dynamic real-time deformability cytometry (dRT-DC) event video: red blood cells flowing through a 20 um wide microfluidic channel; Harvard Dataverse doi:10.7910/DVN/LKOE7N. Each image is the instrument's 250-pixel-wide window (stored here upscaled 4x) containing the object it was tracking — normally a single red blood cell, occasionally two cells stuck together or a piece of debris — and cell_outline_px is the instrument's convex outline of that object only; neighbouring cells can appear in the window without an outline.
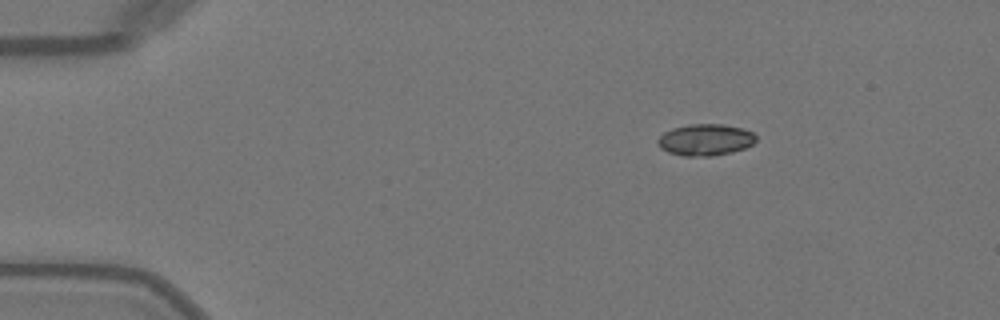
{"species": "Egyptian fruit bat (a non-hibernating species)", "species_latin": "Rousettus aegyptiacus", "temperature_condition": "warm", "stored_images_in_passage": 43, "camera_frame_rate_fps": 3000, "um_per_image_px": 0.085, "animal": {"sex": "female"}, "frame": {"image": 1, "passage_image": 1, "time_ms": 0.0, "image_size_px": [1000, 320], "cell_outline_px": [[756, 140], [752, 144], [744, 148], [732, 152], [712, 156], [684, 156], [668, 152], [660, 148], [656, 144], [656, 140], [664, 132], [672, 128], [692, 124], [724, 124], [740, 128], [752, 132], [756, 136]], "centroid_in_image_um": [59.92, 11.89], "position_along_channel_um": 25.1, "area_um2": 18.09}}
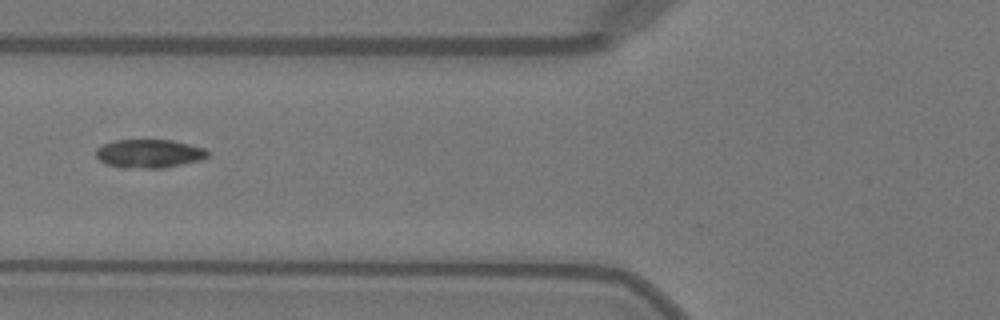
{"frame": {"image": 2, "passage_image": 13, "time_ms": 4.0, "image_size_px": [1000, 320], "cell_outline_px": [[208, 156], [200, 160], [164, 168], [124, 168], [104, 164], [96, 156], [96, 148], [112, 140], [172, 140], [204, 148], [208, 152]], "centroid_in_image_um": [12.64, 13.06], "position_along_channel_um": 113.2, "area_um2": 18.61}}
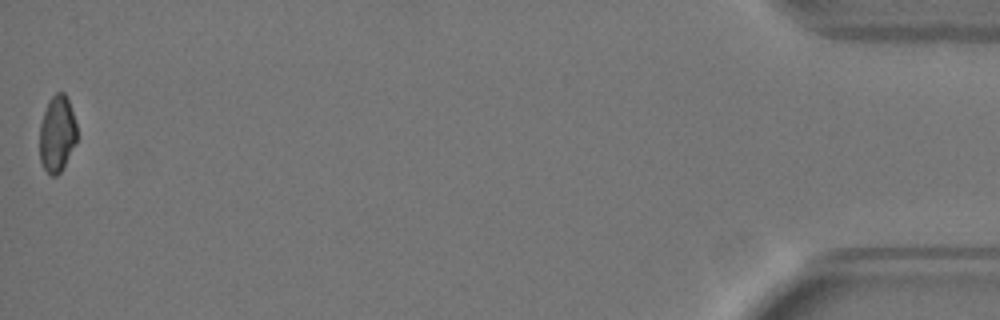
{"frame": {"image": 3, "passage_image": 43, "time_ms": 14.0, "image_size_px": [1000, 320], "cell_outline_px": [[76, 140], [64, 168], [56, 176], [52, 176], [44, 168], [40, 160], [40, 124], [48, 100], [56, 92], [64, 92], [68, 100], [76, 124]], "centroid_in_image_um": [4.84, 11.38], "position_along_channel_um": 430.4, "area_um2": 16.47}, "authors_computed_cell_mechanics": {"area_um2": 18.207, "velocity_mm_per_s": 4.1089, "shape_relaxation_time_tau1_ms": null, "shape_relaxation_time_tau2_ms": 2.3798, "deformation_change_tau1": null, "deformation_change_tau2": 0.0464}}